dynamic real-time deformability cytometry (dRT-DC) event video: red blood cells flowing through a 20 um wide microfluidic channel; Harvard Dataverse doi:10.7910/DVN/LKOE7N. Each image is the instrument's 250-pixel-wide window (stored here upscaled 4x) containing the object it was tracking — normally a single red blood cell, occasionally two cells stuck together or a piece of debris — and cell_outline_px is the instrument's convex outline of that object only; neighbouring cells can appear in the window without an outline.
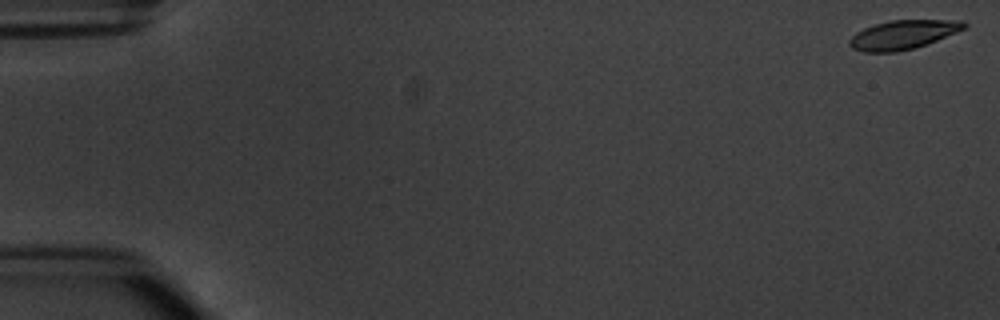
{"species": "common noctule bat (a hibernating species)", "species_latin": "Nyctalus noctula", "temperature_condition": "warm", "stored_images_in_passage": 7, "camera_frame_rate_fps": 3000, "um_per_image_px": 0.085, "animal": {"sex": "male", "body_mass_g": 20.1, "forearm_length_mm": 53.5}, "frame": {"image": 1, "passage_image": 1, "time_ms": 0.0, "image_size_px": [1000, 320], "cell_outline_px": [[968, 24], [964, 28], [956, 32], [936, 40], [912, 48], [896, 52], [864, 52], [852, 48], [848, 44], [848, 40], [856, 32], [864, 28], [888, 20], [960, 20]], "centroid_in_image_um": [76.71, 2.94], "position_along_channel_um": 8.3, "area_um2": 19.13}}
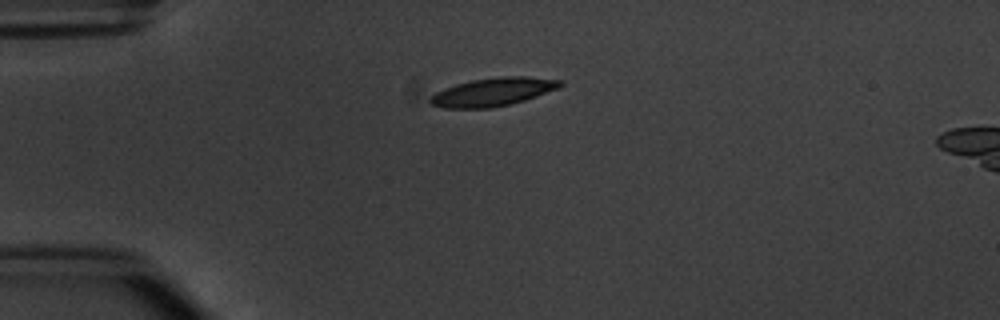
{"frame": {"image": 2, "passage_image": 4, "time_ms": 4.333, "image_size_px": [1000, 320], "cell_outline_px": [[564, 84], [556, 88], [536, 96], [524, 100], [508, 104], [488, 108], [444, 108], [432, 104], [428, 100], [436, 92], [444, 88], [456, 84], [472, 80], [500, 76], [524, 76], [564, 80]], "centroid_in_image_um": [41.9, 7.8], "position_along_channel_um": 43.1, "area_um2": 21.15}}